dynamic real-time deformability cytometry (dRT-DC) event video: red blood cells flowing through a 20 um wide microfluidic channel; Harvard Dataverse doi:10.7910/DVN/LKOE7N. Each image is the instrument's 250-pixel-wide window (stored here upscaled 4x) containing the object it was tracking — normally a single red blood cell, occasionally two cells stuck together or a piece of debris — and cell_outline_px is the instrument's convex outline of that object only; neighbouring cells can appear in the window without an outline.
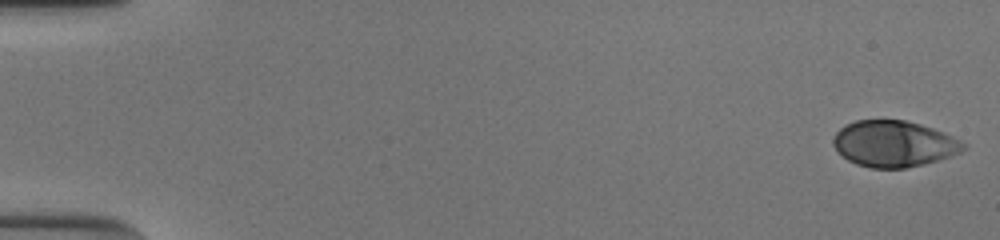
{"species": "human", "species_latin": "Homo sapiens", "temperature_condition": "cold", "stored_images_in_passage": 53, "camera_frame_rate_fps": 3000, "um_per_image_px": 0.085, "donor": {"sex": "male"}, "frame": {"image": 1, "passage_image": 1, "time_ms": 0.0, "image_size_px": [1000, 240], "cell_outline_px": [[968, 148], [960, 152], [924, 164], [904, 168], [872, 168], [856, 164], [848, 160], [832, 144], [832, 136], [840, 128], [856, 120], [904, 120], [920, 124], [944, 132], [968, 144]], "centroid_in_image_um": [75.99, 12.21], "position_along_channel_um": 9.0, "area_um2": 34.91}}
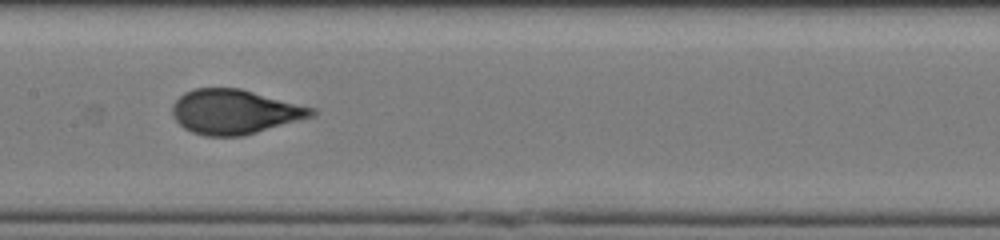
{"frame": {"image": 2, "passage_image": 28, "time_ms": 9.0, "image_size_px": [1000, 240], "cell_outline_px": [[316, 116], [244, 136], [204, 136], [192, 132], [184, 128], [176, 120], [172, 112], [172, 104], [184, 92], [192, 88], [240, 88], [316, 108]], "centroid_in_image_um": [19.98, 9.5], "position_along_channel_um": 187.4, "area_um2": 36.47}}
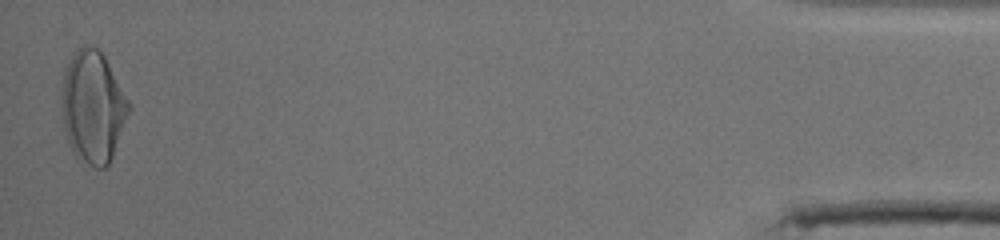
{"frame": {"image": 3, "passage_image": 53, "time_ms": 17.333, "image_size_px": [1000, 240], "cell_outline_px": [[132, 108], [112, 156], [108, 164], [104, 168], [96, 168], [88, 164], [76, 156], [72, 152], [64, 128], [64, 72], [68, 60], [72, 52], [84, 44], [88, 44], [96, 48], [104, 56], [132, 104]], "centroid_in_image_um": [7.94, 9.07], "position_along_channel_um": 427.3, "area_um2": 43.41}, "authors_computed_cell_mechanics": {"area_um2": 36.125, "velocity_mm_per_s": 3.8521, "shape_relaxation_time_tau1_ms": 4.4112, "shape_relaxation_time_tau2_ms": null, "deformation_change_tau1": 0.191, "deformation_change_tau2": null}}